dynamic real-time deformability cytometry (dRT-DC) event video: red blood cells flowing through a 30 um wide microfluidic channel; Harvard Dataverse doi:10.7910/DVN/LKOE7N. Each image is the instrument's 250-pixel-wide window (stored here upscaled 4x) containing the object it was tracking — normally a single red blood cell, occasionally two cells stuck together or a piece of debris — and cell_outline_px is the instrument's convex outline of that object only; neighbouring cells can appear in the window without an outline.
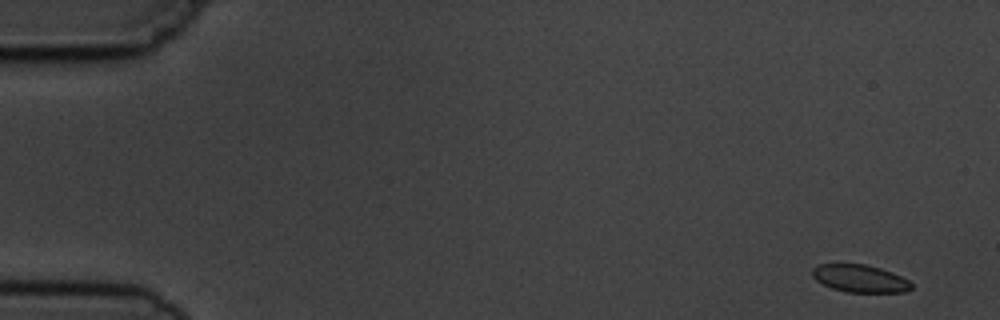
{"species": "common noctule bat (a hibernating species)", "species_latin": "Nyctalus noctula", "temperature_condition": "cold", "stored_images_in_passage": 10, "camera_frame_rate_fps": 3000, "um_per_image_px": 0.085, "animal": {"sex": "male", "body_mass_g": 19.5, "forearm_length_mm": 54.6}, "frame": {"image": 1, "passage_image": 1, "time_ms": 0.0, "image_size_px": [1000, 320], "cell_outline_px": [[912, 288], [908, 292], [844, 292], [832, 288], [816, 280], [812, 276], [812, 268], [816, 264], [864, 264], [880, 268], [892, 272], [908, 280], [912, 284]], "centroid_in_image_um": [73.09, 23.67], "position_along_channel_um": 11.9, "area_um2": 15.95}}
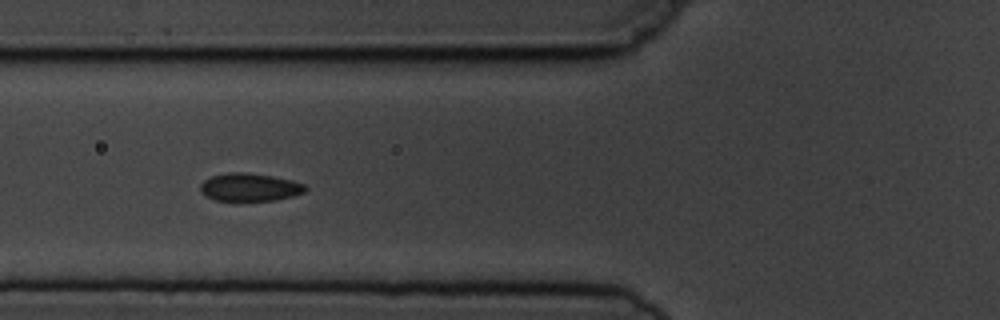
{"frame": {"image": 2, "passage_image": 6, "time_ms": 6.0, "image_size_px": [1000, 320], "cell_outline_px": [[308, 188], [304, 192], [292, 196], [276, 200], [216, 200], [204, 196], [200, 192], [200, 184], [204, 180], [212, 176], [228, 172], [244, 172], [272, 176], [292, 180], [304, 184]], "centroid_in_image_um": [21.2, 15.91], "position_along_channel_um": 104.6, "area_um2": 17.05}}
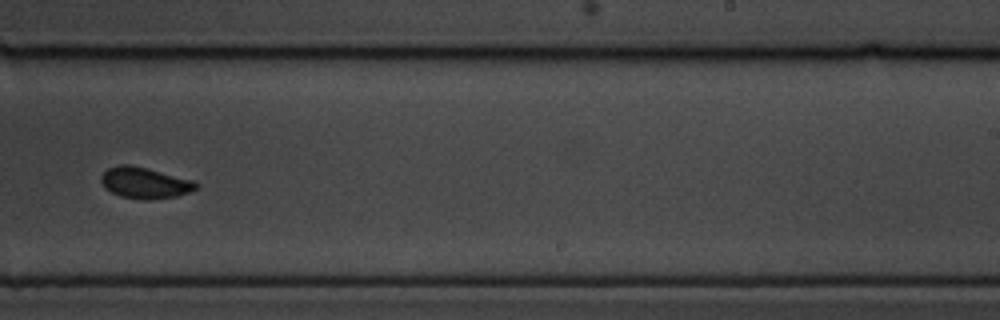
{"frame": {"image": 3, "passage_image": 10, "time_ms": 10.667, "image_size_px": [1000, 320], "cell_outline_px": [[200, 188], [176, 196], [148, 200], [140, 200], [120, 196], [104, 188], [100, 180], [100, 176], [108, 168], [120, 164], [132, 164], [192, 180], [200, 184]], "centroid_in_image_um": [12.3, 15.54], "position_along_channel_um": 276.7, "area_um2": 17.4}}